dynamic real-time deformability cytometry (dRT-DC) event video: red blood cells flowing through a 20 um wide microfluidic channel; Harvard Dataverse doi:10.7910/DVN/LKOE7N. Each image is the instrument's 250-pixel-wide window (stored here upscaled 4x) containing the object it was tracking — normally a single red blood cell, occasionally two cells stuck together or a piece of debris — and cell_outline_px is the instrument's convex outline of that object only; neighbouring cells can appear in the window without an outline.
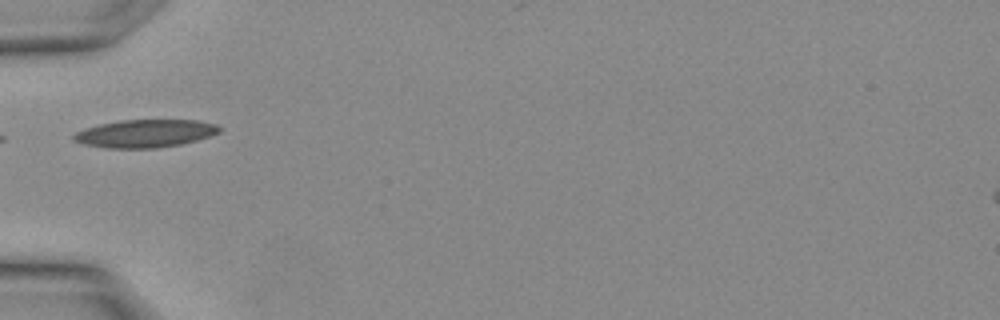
{"species": "Egyptian fruit bat (a non-hibernating species)", "species_latin": "Rousettus aegyptiacus", "temperature_condition": "warm", "stored_images_in_passage": 19, "camera_frame_rate_fps": 3000, "um_per_image_px": 0.085, "animal": {"sex": "female"}, "frame": {"image": 1, "passage_image": 1, "time_ms": 0.0, "image_size_px": [1000, 320], "cell_outline_px": [[224, 128], [220, 132], [196, 140], [180, 144], [156, 148], [104, 148], [84, 144], [72, 140], [72, 136], [76, 132], [84, 128], [100, 124], [120, 120], [196, 120], [216, 124]], "centroid_in_image_um": [12.32, 11.34], "position_along_channel_um": 72.7, "area_um2": 23.7}}